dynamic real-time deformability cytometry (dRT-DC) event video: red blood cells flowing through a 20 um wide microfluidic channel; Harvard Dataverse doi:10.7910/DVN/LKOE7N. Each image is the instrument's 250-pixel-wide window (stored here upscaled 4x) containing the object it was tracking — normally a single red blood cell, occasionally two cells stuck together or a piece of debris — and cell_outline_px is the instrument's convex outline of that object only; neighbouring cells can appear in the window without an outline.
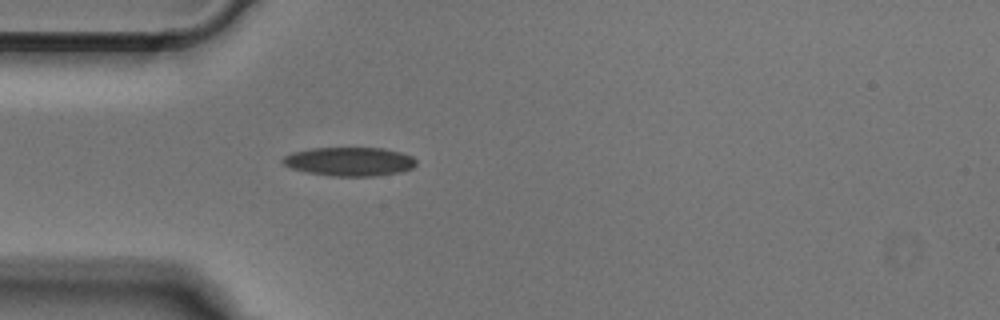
{"species": "Egyptian fruit bat (a non-hibernating species)", "species_latin": "Rousettus aegyptiacus", "temperature_condition": "cold", "stored_images_in_passage": 37, "camera_frame_rate_fps": 3000, "um_per_image_px": 0.085, "animal": {"sex": "male"}, "frame": {"image": 1, "passage_image": 1, "time_ms": 0.0, "image_size_px": [1000, 320], "cell_outline_px": [[416, 164], [412, 168], [400, 172], [376, 176], [332, 176], [308, 172], [292, 168], [284, 164], [280, 160], [284, 156], [292, 152], [312, 148], [384, 148], [400, 152], [412, 156], [416, 160]], "centroid_in_image_um": [29.72, 13.73], "position_along_channel_um": 55.3, "area_um2": 22.37}}
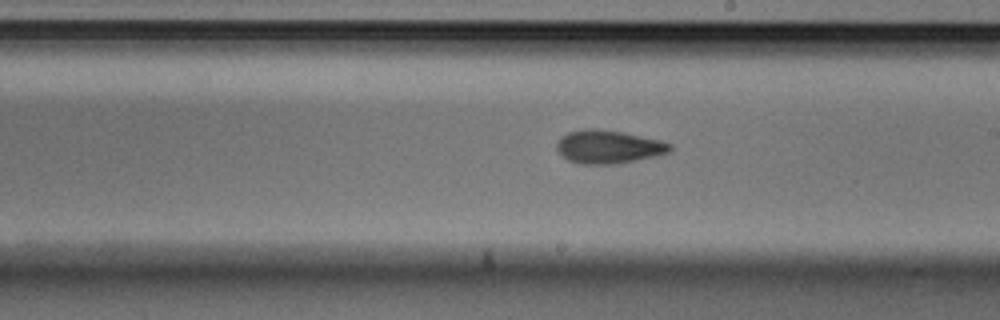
{"frame": {"image": 2, "passage_image": 15, "time_ms": 4.667, "image_size_px": [1000, 320], "cell_outline_px": [[672, 152], [656, 156], [620, 164], [580, 164], [568, 160], [556, 148], [556, 144], [560, 136], [568, 132], [584, 128], [596, 128], [620, 132], [660, 140], [672, 144]], "centroid_in_image_um": [51.73, 12.48], "position_along_channel_um": 237.3, "area_um2": 22.14}}
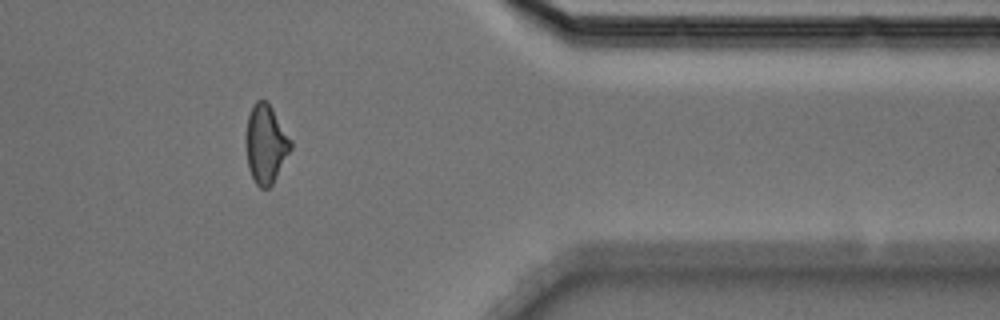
{"frame": {"image": 3, "passage_image": 28, "time_ms": 9.0, "image_size_px": [1000, 320], "cell_outline_px": [[292, 148], [272, 184], [268, 188], [260, 188], [256, 184], [248, 168], [248, 116], [256, 100], [264, 100], [272, 108], [292, 140]], "centroid_in_image_um": [22.64, 12.26], "position_along_channel_um": 388.8, "area_um2": 19.83}}